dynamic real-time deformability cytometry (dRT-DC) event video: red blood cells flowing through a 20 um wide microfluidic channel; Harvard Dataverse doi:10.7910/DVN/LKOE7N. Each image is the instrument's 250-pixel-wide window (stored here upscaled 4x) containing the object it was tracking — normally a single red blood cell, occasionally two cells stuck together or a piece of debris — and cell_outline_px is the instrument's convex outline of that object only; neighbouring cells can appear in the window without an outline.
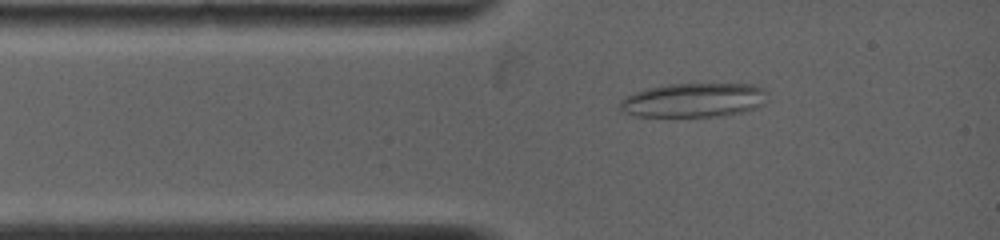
{"species": "common noctule bat (a hibernating species)", "species_latin": "Nyctalus noctula", "temperature_condition": "warm", "stored_images_in_passage": 36, "camera_frame_rate_fps": 5000, "um_per_image_px": 0.085, "animal": {"sex": "female", "body_mass_g": 19.0, "forearm_length_mm": 53.3}, "frame": {"image": 1, "passage_image": 4, "time_ms": 1.2, "image_size_px": [1000, 240], "cell_outline_px": [[768, 100], [764, 104], [756, 108], [744, 112], [724, 116], [636, 116], [620, 112], [620, 100], [624, 96], [648, 88], [668, 84], [756, 84], [764, 88], [768, 92]], "centroid_in_image_um": [59.02, 8.51], "position_along_channel_um": 26.0, "area_um2": 29.82}}
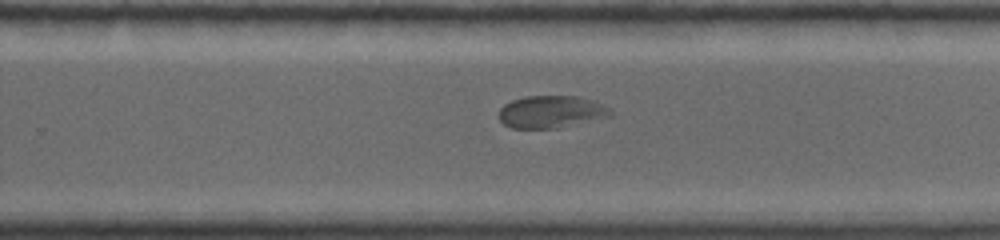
{"frame": {"image": 2, "passage_image": 20, "time_ms": 8.0, "image_size_px": [1000, 240], "cell_outline_px": [[612, 116], [556, 128], [512, 128], [504, 124], [500, 120], [500, 108], [504, 104], [512, 100], [524, 96], [576, 96], [592, 100], [604, 104], [612, 112]], "centroid_in_image_um": [46.85, 9.5], "position_along_channel_um": 283.0, "area_um2": 20.92}}
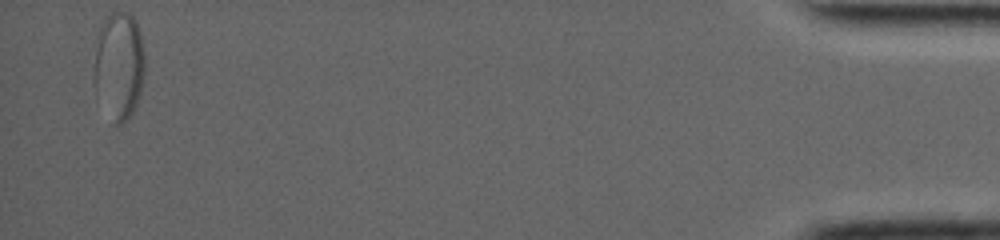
{"frame": {"image": 3, "passage_image": 36, "time_ms": 15.0, "image_size_px": [1000, 240], "cell_outline_px": [[144, 76], [140, 92], [136, 104], [132, 112], [120, 124], [112, 124], [96, 104], [92, 84], [92, 68], [100, 28], [104, 20], [112, 12], [128, 12], [136, 20], [144, 52]], "centroid_in_image_um": [10.04, 5.68], "position_along_channel_um": 425.2, "area_um2": 32.89}}